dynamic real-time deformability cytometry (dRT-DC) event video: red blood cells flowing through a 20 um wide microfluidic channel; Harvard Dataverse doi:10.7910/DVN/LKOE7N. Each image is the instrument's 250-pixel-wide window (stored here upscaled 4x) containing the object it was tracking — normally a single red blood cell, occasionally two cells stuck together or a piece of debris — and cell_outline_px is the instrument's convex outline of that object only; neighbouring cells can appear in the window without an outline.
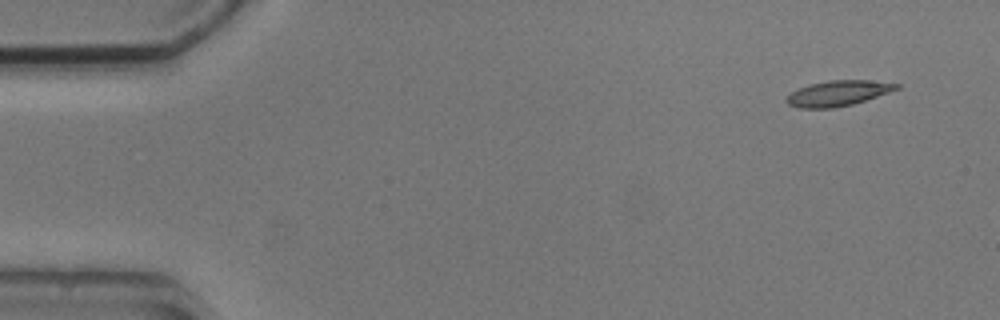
{"species": "common noctule bat (a hibernating species)", "species_latin": "Nyctalus noctula", "temperature_condition": "cold", "stored_images_in_passage": 3, "camera_frame_rate_fps": 3000, "um_per_image_px": 0.085, "animal": {"sex": "male", "body_mass_g": 20.5, "forearm_length_mm": 52.5}, "frame": {"image": 1, "passage_image": 1, "time_ms": 0.0, "image_size_px": [1000, 320], "cell_outline_px": [[900, 88], [852, 104], [832, 108], [800, 108], [788, 104], [784, 100], [792, 92], [808, 84], [828, 80], [868, 80], [900, 84]], "centroid_in_image_um": [71.2, 7.92], "position_along_channel_um": 13.8, "area_um2": 16.07}}